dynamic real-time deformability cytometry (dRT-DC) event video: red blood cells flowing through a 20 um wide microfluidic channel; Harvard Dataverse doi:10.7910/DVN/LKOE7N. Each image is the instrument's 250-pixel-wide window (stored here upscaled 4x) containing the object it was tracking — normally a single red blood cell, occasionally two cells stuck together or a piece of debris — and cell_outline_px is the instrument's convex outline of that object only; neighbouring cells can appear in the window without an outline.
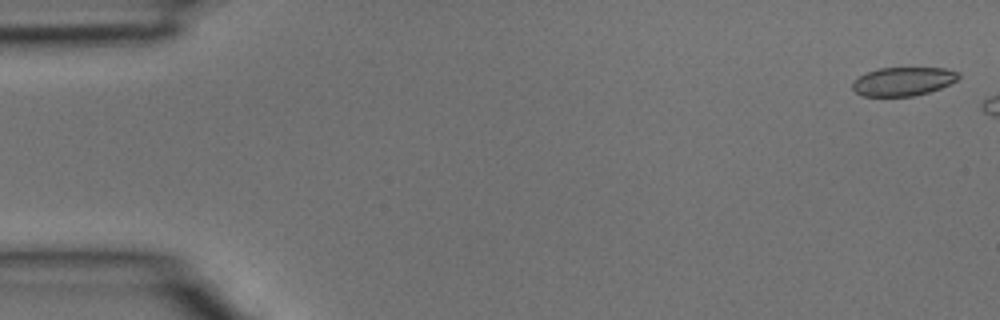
{"species": "common noctule bat (a hibernating species)", "species_latin": "Nyctalus noctula", "temperature_condition": "room temperature", "stored_images_in_passage": 5, "camera_frame_rate_fps": 3000, "um_per_image_px": 0.085, "animal": {"sex": "male", "body_mass_g": 15.6}, "frame": {"image": 1, "passage_image": 1, "time_ms": 0.0, "image_size_px": [1000, 320], "cell_outline_px": [[960, 76], [956, 80], [940, 88], [928, 92], [912, 96], [864, 96], [856, 92], [852, 88], [852, 84], [860, 76], [868, 72], [880, 68], [944, 68], [960, 72]], "centroid_in_image_um": [76.78, 6.92], "position_along_channel_um": 8.2, "area_um2": 17.46}}